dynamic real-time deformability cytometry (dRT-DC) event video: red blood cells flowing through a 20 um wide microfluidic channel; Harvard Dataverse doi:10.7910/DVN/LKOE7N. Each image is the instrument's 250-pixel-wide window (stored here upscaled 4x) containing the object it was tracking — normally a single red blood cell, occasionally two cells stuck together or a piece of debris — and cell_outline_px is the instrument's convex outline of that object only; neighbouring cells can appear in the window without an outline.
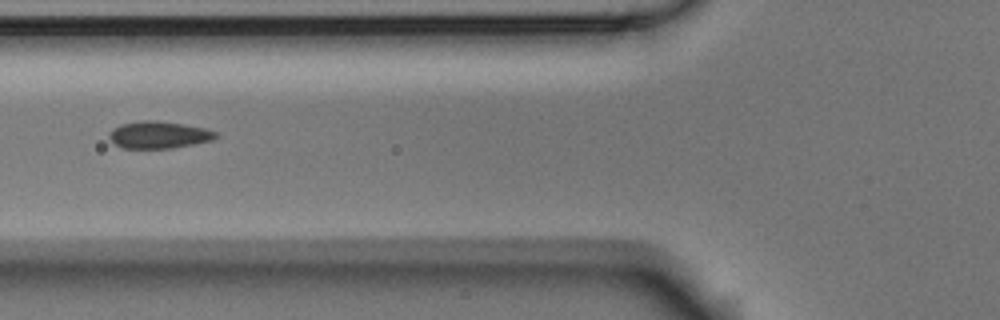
{"species": "Egyptian fruit bat (a non-hibernating species)", "species_latin": "Rousettus aegyptiacus", "temperature_condition": "room temperature", "stored_images_in_passage": 8, "camera_frame_rate_fps": 3000, "um_per_image_px": 0.085, "animal": {"sex": "male"}, "frame": {"image": 1, "passage_image": 5, "time_ms": 1.333, "image_size_px": [1000, 320], "cell_outline_px": [[220, 136], [212, 140], [172, 148], [124, 148], [116, 144], [108, 136], [112, 128], [120, 124], [140, 120], [156, 120], [184, 124], [204, 128], [216, 132]], "centroid_in_image_um": [13.5, 11.45], "position_along_channel_um": 112.3, "area_um2": 16.82}}
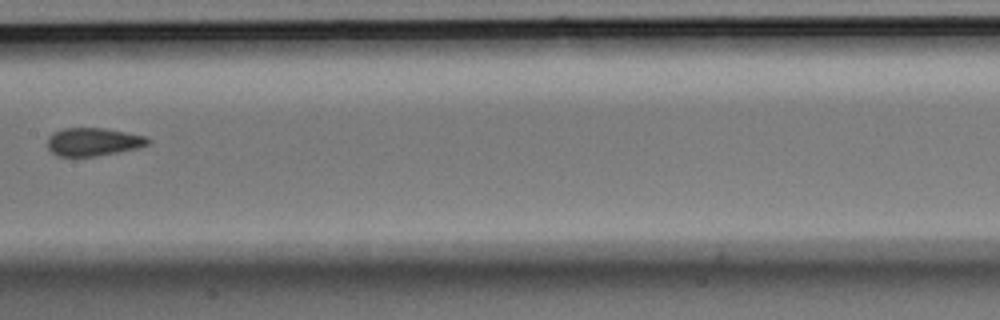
{"frame": {"image": 2, "passage_image": 7, "time_ms": 2.0, "image_size_px": [1000, 320], "cell_outline_px": [[152, 140], [148, 144], [136, 148], [96, 156], [60, 156], [52, 152], [48, 148], [48, 136], [64, 128], [104, 128], [148, 136]], "centroid_in_image_um": [7.95, 12.05], "position_along_channel_um": 199.4, "area_um2": 16.3}}
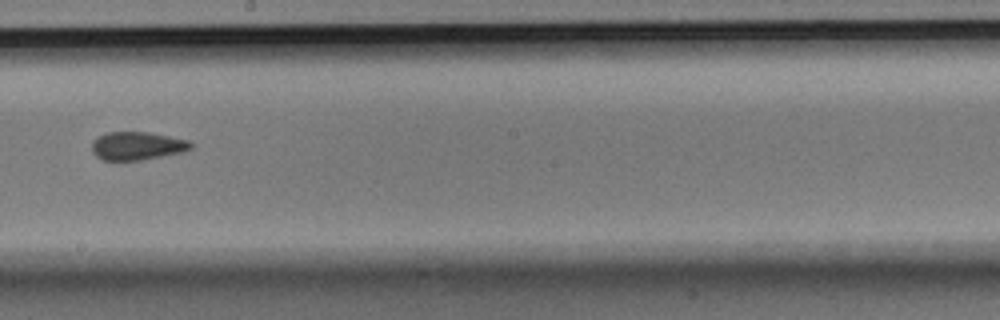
{"frame": {"image": 3, "passage_image": 8, "time_ms": 2.333, "image_size_px": [1000, 320], "cell_outline_px": [[192, 148], [184, 152], [140, 160], [104, 160], [96, 156], [92, 152], [92, 140], [96, 136], [104, 132], [148, 132], [188, 140], [192, 144]], "centroid_in_image_um": [11.62, 12.39], "position_along_channel_um": 236.6, "area_um2": 16.36}}